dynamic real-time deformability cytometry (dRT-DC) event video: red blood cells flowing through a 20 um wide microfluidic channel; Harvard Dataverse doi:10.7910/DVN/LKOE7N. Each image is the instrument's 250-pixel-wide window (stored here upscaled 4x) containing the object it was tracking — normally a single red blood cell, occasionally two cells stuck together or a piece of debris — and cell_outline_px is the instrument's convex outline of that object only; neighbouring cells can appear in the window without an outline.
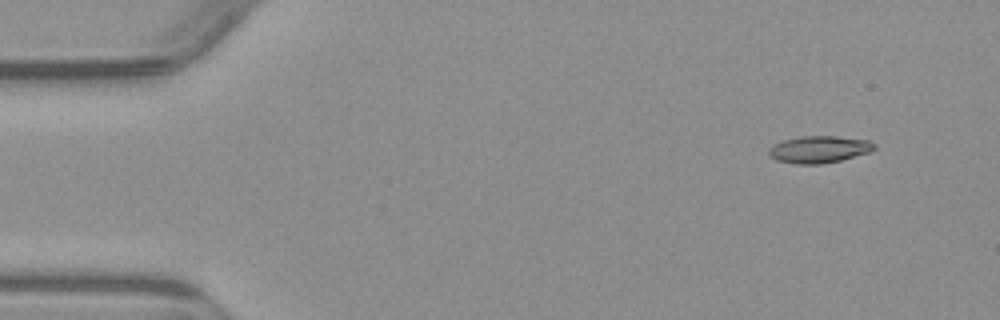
{"species": "common noctule bat (a hibernating species)", "species_latin": "Nyctalus noctula", "temperature_condition": "warm", "stored_images_in_passage": 5, "segment_of_instrument_passage": [2, 2], "camera_frame_rate_fps": 3000, "um_per_image_px": 0.085, "animal": {"sex": "male", "body_mass_g": 23.1, "forearm_length_mm": 52.7}, "frame": {"image": 1, "passage_image": 5, "time_ms": 4.667, "image_size_px": [1000, 320], "cell_outline_px": [[876, 148], [868, 152], [840, 160], [820, 164], [796, 164], [776, 160], [768, 156], [768, 148], [772, 144], [784, 140], [800, 136], [836, 136], [868, 140], [876, 144]], "centroid_in_image_um": [69.57, 12.69], "position_along_channel_um": 15.4, "area_um2": 16.65}}